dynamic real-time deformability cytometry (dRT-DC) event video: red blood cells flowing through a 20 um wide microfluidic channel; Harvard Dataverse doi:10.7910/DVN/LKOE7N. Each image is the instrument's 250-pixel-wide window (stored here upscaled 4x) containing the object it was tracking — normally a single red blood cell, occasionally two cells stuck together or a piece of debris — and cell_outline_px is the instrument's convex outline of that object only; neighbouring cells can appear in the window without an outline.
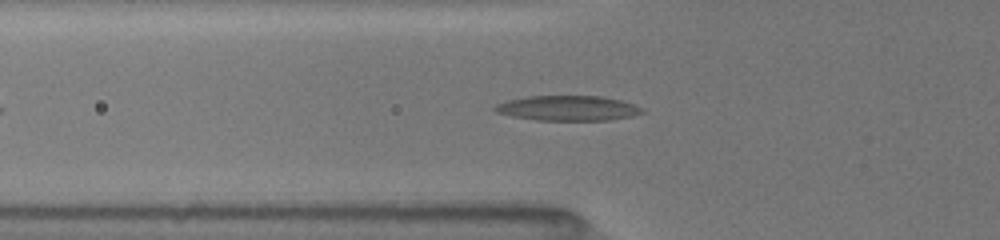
{"species": "common noctule bat (a hibernating species)", "species_latin": "Nyctalus noctula", "temperature_condition": "room temperature", "stored_images_in_passage": 27, "camera_frame_rate_fps": 3000, "um_per_image_px": 0.085, "animal": {"sex": "female", "body_mass_g": 19.5, "forearm_length_mm": 54.1}, "frame": {"image": 1, "passage_image": 8, "time_ms": 3.0, "image_size_px": [1000, 240], "cell_outline_px": [[644, 112], [632, 116], [608, 120], [536, 120], [512, 116], [496, 112], [492, 108], [496, 104], [508, 100], [528, 96], [600, 96], [620, 100], [632, 104], [640, 108]], "centroid_in_image_um": [48.22, 9.19], "position_along_channel_um": 77.6, "area_um2": 21.27}}
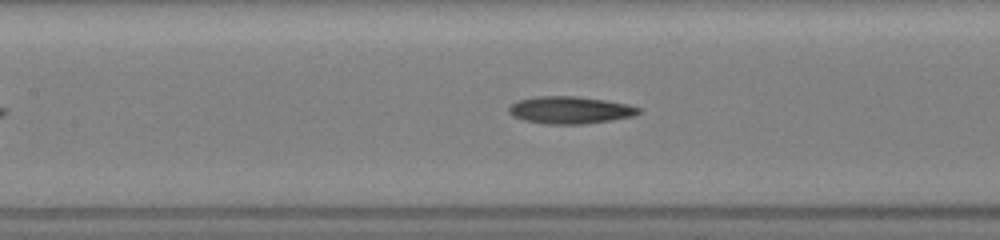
{"frame": {"image": 2, "passage_image": 16, "time_ms": 5.0, "image_size_px": [1000, 240], "cell_outline_px": [[640, 112], [632, 116], [612, 120], [584, 124], [544, 124], [524, 120], [508, 112], [508, 108], [512, 104], [520, 100], [536, 96], [576, 96], [608, 100], [628, 104], [640, 108]], "centroid_in_image_um": [48.48, 9.35], "position_along_channel_um": 158.9, "area_um2": 20.58}}
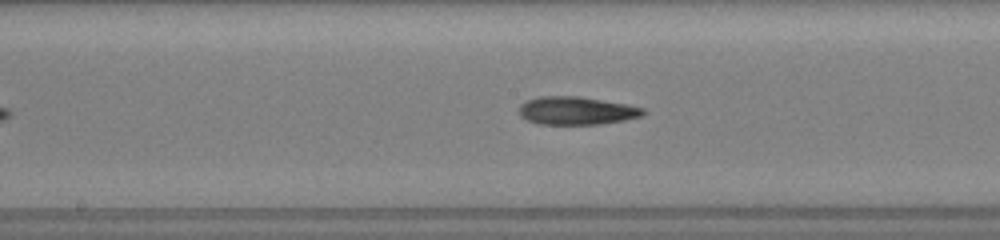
{"frame": {"image": 3, "passage_image": 20, "time_ms": 6.0, "image_size_px": [1000, 240], "cell_outline_px": [[648, 112], [640, 116], [624, 120], [600, 124], [540, 124], [528, 120], [520, 112], [520, 104], [528, 100], [540, 96], [580, 96], [624, 104], [644, 108]], "centroid_in_image_um": [49.03, 9.4], "position_along_channel_um": 199.2, "area_um2": 20.0}}